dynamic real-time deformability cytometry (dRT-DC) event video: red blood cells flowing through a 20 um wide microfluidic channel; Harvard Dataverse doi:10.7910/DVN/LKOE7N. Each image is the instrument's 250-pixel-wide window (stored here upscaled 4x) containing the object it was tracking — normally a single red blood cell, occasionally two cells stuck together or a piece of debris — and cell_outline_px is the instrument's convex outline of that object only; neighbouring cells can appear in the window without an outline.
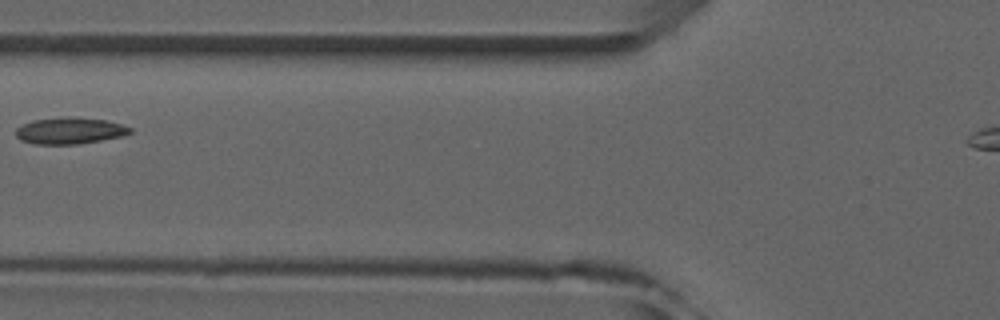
{"species": "common noctule bat (a hibernating species)", "species_latin": "Nyctalus noctula", "temperature_condition": "room temperature", "stored_images_in_passage": 4, "camera_frame_rate_fps": 3000, "um_per_image_px": 0.085, "animal": {"sex": "male", "forearm_length_mm": 52.5}, "frame": {"image": 1, "passage_image": 3, "time_ms": 2.333, "image_size_px": [1000, 320], "cell_outline_px": [[132, 132], [124, 136], [80, 144], [36, 144], [20, 140], [16, 136], [16, 128], [32, 120], [64, 116], [72, 116], [104, 120], [120, 124], [132, 128]], "centroid_in_image_um": [5.93, 11.11], "position_along_channel_um": 119.9, "area_um2": 17.8}}
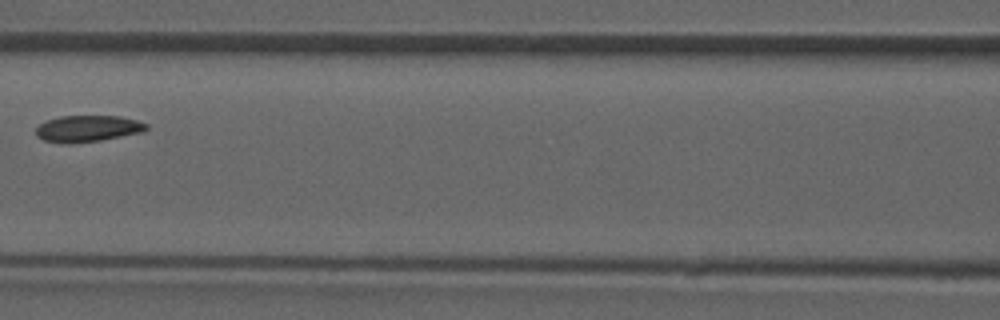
{"frame": {"image": 2, "passage_image": 4, "time_ms": 3.333, "image_size_px": [1000, 320], "cell_outline_px": [[148, 128], [140, 132], [100, 140], [72, 144], [60, 144], [44, 140], [36, 136], [36, 128], [40, 124], [48, 120], [60, 116], [120, 116], [136, 120], [148, 124]], "centroid_in_image_um": [7.41, 10.94], "position_along_channel_um": 159.2, "area_um2": 16.99}}